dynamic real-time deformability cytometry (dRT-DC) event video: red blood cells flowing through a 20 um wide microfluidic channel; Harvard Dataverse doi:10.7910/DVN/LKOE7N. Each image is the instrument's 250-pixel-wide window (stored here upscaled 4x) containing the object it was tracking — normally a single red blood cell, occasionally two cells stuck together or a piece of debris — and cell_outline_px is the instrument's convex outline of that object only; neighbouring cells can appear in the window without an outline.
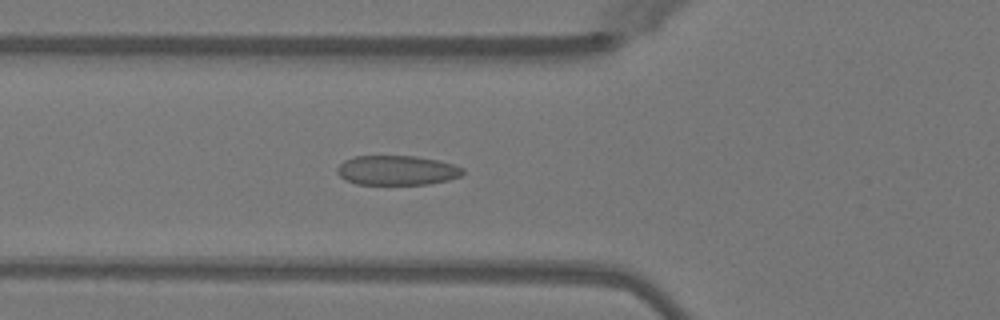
{"species": "Egyptian fruit bat (a non-hibernating species)", "species_latin": "Rousettus aegyptiacus", "temperature_condition": "warm", "stored_images_in_passage": 33, "camera_frame_rate_fps": 3000, "um_per_image_px": 0.085, "animal": {"sex": "female"}, "frame": {"image": 1, "passage_image": 8, "time_ms": 2.333, "image_size_px": [1000, 320], "cell_outline_px": [[464, 172], [460, 176], [448, 180], [428, 184], [356, 184], [340, 176], [336, 172], [336, 168], [344, 160], [352, 156], [416, 156], [436, 160], [452, 164], [464, 168]], "centroid_in_image_um": [33.72, 14.47], "position_along_channel_um": 92.1, "area_um2": 21.62}}
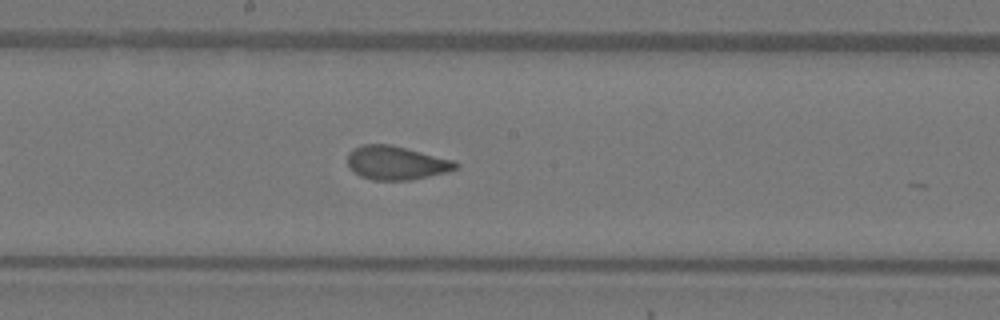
{"frame": {"image": 2, "passage_image": 17, "time_ms": 5.333, "image_size_px": [1000, 320], "cell_outline_px": [[460, 164], [456, 168], [444, 172], [412, 180], [372, 180], [360, 176], [348, 164], [348, 152], [352, 148], [364, 144], [392, 144], [456, 160]], "centroid_in_image_um": [33.7, 13.82], "position_along_channel_um": 214.5, "area_um2": 21.33}}
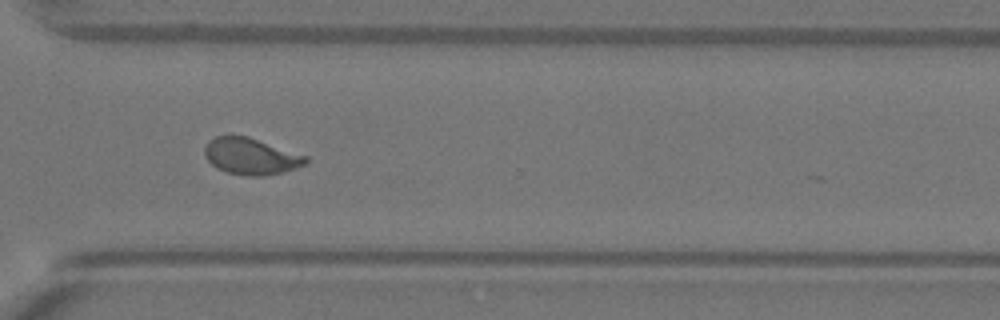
{"frame": {"image": 3, "passage_image": 27, "time_ms": 8.667, "image_size_px": [1000, 320], "cell_outline_px": [[308, 164], [280, 172], [264, 176], [248, 176], [228, 172], [216, 168], [204, 156], [204, 148], [208, 140], [216, 136], [248, 136], [308, 156]], "centroid_in_image_um": [21.32, 13.28], "position_along_channel_um": 349.3, "area_um2": 21.5}, "authors_computed_cell_mechanics": {"area_um2": 21.5016, "velocity_mm_per_s": 4.0593, "shape_relaxation_time_tau1_ms": 7.8029, "shape_relaxation_time_tau2_ms": 0.7423, "deformation_change_tau1": 0.2003, "deformation_change_tau2": 0.054}}